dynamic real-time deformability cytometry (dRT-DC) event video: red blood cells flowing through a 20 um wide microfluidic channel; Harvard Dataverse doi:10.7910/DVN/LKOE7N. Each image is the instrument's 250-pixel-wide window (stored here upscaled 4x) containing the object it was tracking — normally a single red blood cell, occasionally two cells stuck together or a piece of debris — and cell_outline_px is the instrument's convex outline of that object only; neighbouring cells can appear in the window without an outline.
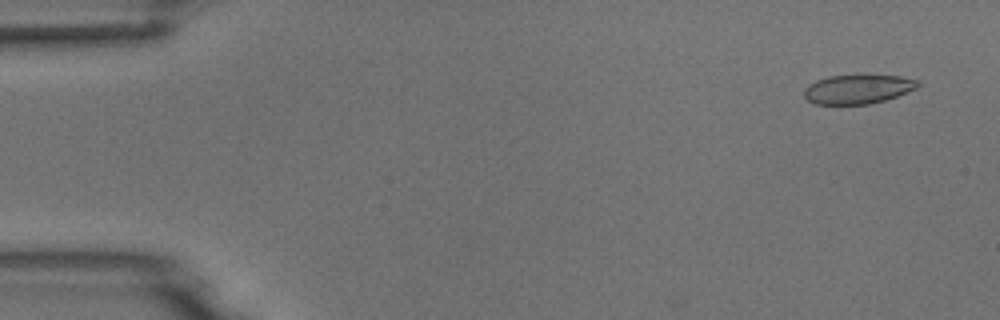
{"species": "common noctule bat (a hibernating species)", "species_latin": "Nyctalus noctula", "temperature_condition": "room temperature", "stored_images_in_passage": 6, "camera_frame_rate_fps": 3000, "um_per_image_px": 0.085, "animal": {"sex": "male", "body_mass_g": 18.8}, "frame": {"image": 1, "passage_image": 1, "time_ms": 0.0, "image_size_px": [1000, 320], "cell_outline_px": [[920, 84], [916, 88], [896, 96], [884, 100], [868, 104], [816, 104], [808, 100], [804, 96], [804, 88], [808, 84], [816, 80], [828, 76], [860, 72], [900, 76], [920, 80]], "centroid_in_image_um": [72.92, 7.52], "position_along_channel_um": 12.1, "area_um2": 20.11}}
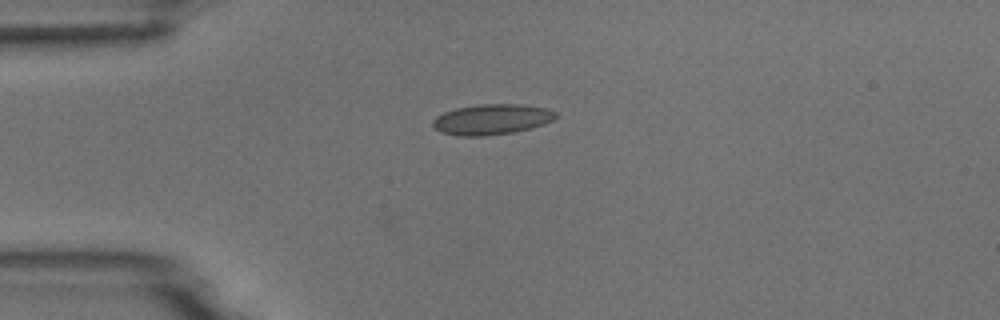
{"frame": {"image": 2, "passage_image": 4, "time_ms": 3.333, "image_size_px": [1000, 320], "cell_outline_px": [[556, 116], [552, 120], [544, 124], [532, 128], [512, 132], [484, 136], [460, 136], [440, 132], [432, 124], [432, 120], [436, 116], [444, 112], [456, 108], [480, 104], [520, 104], [544, 108], [556, 112]], "centroid_in_image_um": [41.77, 10.15], "position_along_channel_um": 43.2, "area_um2": 21.73}}
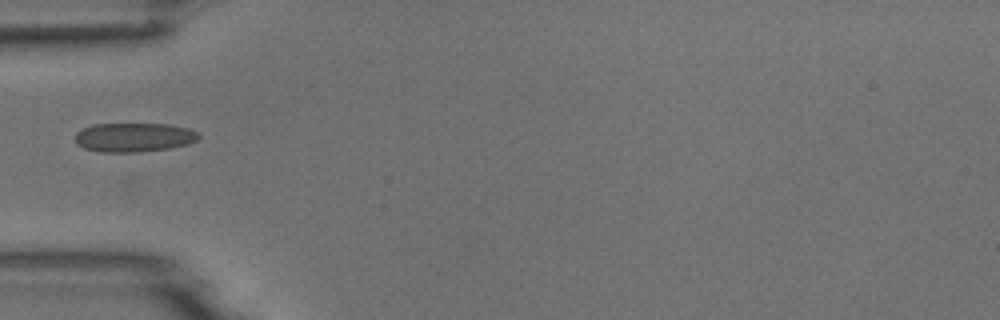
{"frame": {"image": 3, "passage_image": 5, "time_ms": 4.667, "image_size_px": [1000, 320], "cell_outline_px": [[200, 136], [196, 140], [188, 144], [172, 148], [136, 152], [100, 152], [84, 148], [76, 144], [76, 132], [92, 124], [168, 124], [188, 128], [200, 132]], "centroid_in_image_um": [11.4, 11.67], "position_along_channel_um": 73.6, "area_um2": 21.04}}